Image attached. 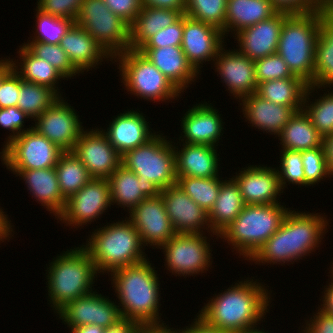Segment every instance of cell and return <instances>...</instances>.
<instances>
[{
  "instance_id": "obj_1",
  "label": "cell",
  "mask_w": 333,
  "mask_h": 333,
  "mask_svg": "<svg viewBox=\"0 0 333 333\" xmlns=\"http://www.w3.org/2000/svg\"><path fill=\"white\" fill-rule=\"evenodd\" d=\"M253 278L238 280L224 292L214 293L197 316L208 326L226 333H245L260 327L271 307L272 291Z\"/></svg>"
},
{
  "instance_id": "obj_2",
  "label": "cell",
  "mask_w": 333,
  "mask_h": 333,
  "mask_svg": "<svg viewBox=\"0 0 333 333\" xmlns=\"http://www.w3.org/2000/svg\"><path fill=\"white\" fill-rule=\"evenodd\" d=\"M298 211L292 210V208L289 210L280 228L248 262H255V265L281 264L285 266V263L294 264L298 260L300 262V259L310 256L320 247L328 232L327 216L325 213L322 215L315 214V212Z\"/></svg>"
},
{
  "instance_id": "obj_3",
  "label": "cell",
  "mask_w": 333,
  "mask_h": 333,
  "mask_svg": "<svg viewBox=\"0 0 333 333\" xmlns=\"http://www.w3.org/2000/svg\"><path fill=\"white\" fill-rule=\"evenodd\" d=\"M152 265L148 258L121 267L109 274L111 285L116 293L122 318L132 320L143 328L168 327L159 313L161 283L158 272Z\"/></svg>"
},
{
  "instance_id": "obj_4",
  "label": "cell",
  "mask_w": 333,
  "mask_h": 333,
  "mask_svg": "<svg viewBox=\"0 0 333 333\" xmlns=\"http://www.w3.org/2000/svg\"><path fill=\"white\" fill-rule=\"evenodd\" d=\"M79 246L57 254L45 270L47 300L56 314L70 302L95 289L93 284L99 274L88 251Z\"/></svg>"
},
{
  "instance_id": "obj_5",
  "label": "cell",
  "mask_w": 333,
  "mask_h": 333,
  "mask_svg": "<svg viewBox=\"0 0 333 333\" xmlns=\"http://www.w3.org/2000/svg\"><path fill=\"white\" fill-rule=\"evenodd\" d=\"M86 244V245H85ZM82 246L88 251L95 268L101 275L147 259L144 245L130 220L107 223L94 229Z\"/></svg>"
},
{
  "instance_id": "obj_6",
  "label": "cell",
  "mask_w": 333,
  "mask_h": 333,
  "mask_svg": "<svg viewBox=\"0 0 333 333\" xmlns=\"http://www.w3.org/2000/svg\"><path fill=\"white\" fill-rule=\"evenodd\" d=\"M325 9L305 14H289L281 29L277 54L293 75L309 85L314 81L315 44Z\"/></svg>"
},
{
  "instance_id": "obj_7",
  "label": "cell",
  "mask_w": 333,
  "mask_h": 333,
  "mask_svg": "<svg viewBox=\"0 0 333 333\" xmlns=\"http://www.w3.org/2000/svg\"><path fill=\"white\" fill-rule=\"evenodd\" d=\"M291 208L281 203L245 205L236 219L220 234L235 254L249 259L280 228Z\"/></svg>"
},
{
  "instance_id": "obj_8",
  "label": "cell",
  "mask_w": 333,
  "mask_h": 333,
  "mask_svg": "<svg viewBox=\"0 0 333 333\" xmlns=\"http://www.w3.org/2000/svg\"><path fill=\"white\" fill-rule=\"evenodd\" d=\"M115 62L121 83L131 95L154 103H172L181 97L173 83L139 50L128 49L116 55L112 64Z\"/></svg>"
},
{
  "instance_id": "obj_9",
  "label": "cell",
  "mask_w": 333,
  "mask_h": 333,
  "mask_svg": "<svg viewBox=\"0 0 333 333\" xmlns=\"http://www.w3.org/2000/svg\"><path fill=\"white\" fill-rule=\"evenodd\" d=\"M157 133L146 144L122 155L121 165L133 171L138 180L150 181L161 191L177 183L172 140Z\"/></svg>"
},
{
  "instance_id": "obj_10",
  "label": "cell",
  "mask_w": 333,
  "mask_h": 333,
  "mask_svg": "<svg viewBox=\"0 0 333 333\" xmlns=\"http://www.w3.org/2000/svg\"><path fill=\"white\" fill-rule=\"evenodd\" d=\"M75 23L83 27L114 58L130 46V25L103 0H84Z\"/></svg>"
},
{
  "instance_id": "obj_11",
  "label": "cell",
  "mask_w": 333,
  "mask_h": 333,
  "mask_svg": "<svg viewBox=\"0 0 333 333\" xmlns=\"http://www.w3.org/2000/svg\"><path fill=\"white\" fill-rule=\"evenodd\" d=\"M176 233L168 242L159 249L164 254L163 263L171 275L197 276L211 269L213 252L210 247V239L205 235ZM208 238V239H207ZM208 240V242H207ZM201 273V274H200Z\"/></svg>"
},
{
  "instance_id": "obj_12",
  "label": "cell",
  "mask_w": 333,
  "mask_h": 333,
  "mask_svg": "<svg viewBox=\"0 0 333 333\" xmlns=\"http://www.w3.org/2000/svg\"><path fill=\"white\" fill-rule=\"evenodd\" d=\"M1 149L0 158L8 170L55 167L64 152L33 128L21 133Z\"/></svg>"
},
{
  "instance_id": "obj_13",
  "label": "cell",
  "mask_w": 333,
  "mask_h": 333,
  "mask_svg": "<svg viewBox=\"0 0 333 333\" xmlns=\"http://www.w3.org/2000/svg\"><path fill=\"white\" fill-rule=\"evenodd\" d=\"M111 191L107 179L93 178L78 192L66 200L62 213L56 218L66 226L82 228L101 219L102 214L111 209ZM100 216V217H99Z\"/></svg>"
},
{
  "instance_id": "obj_14",
  "label": "cell",
  "mask_w": 333,
  "mask_h": 333,
  "mask_svg": "<svg viewBox=\"0 0 333 333\" xmlns=\"http://www.w3.org/2000/svg\"><path fill=\"white\" fill-rule=\"evenodd\" d=\"M64 99L62 96L38 116L33 129L65 152L72 151L84 127L76 110Z\"/></svg>"
},
{
  "instance_id": "obj_15",
  "label": "cell",
  "mask_w": 333,
  "mask_h": 333,
  "mask_svg": "<svg viewBox=\"0 0 333 333\" xmlns=\"http://www.w3.org/2000/svg\"><path fill=\"white\" fill-rule=\"evenodd\" d=\"M81 296L67 304L57 313L68 328L93 324L108 328L122 319L116 300L112 301L108 296L96 292Z\"/></svg>"
},
{
  "instance_id": "obj_16",
  "label": "cell",
  "mask_w": 333,
  "mask_h": 333,
  "mask_svg": "<svg viewBox=\"0 0 333 333\" xmlns=\"http://www.w3.org/2000/svg\"><path fill=\"white\" fill-rule=\"evenodd\" d=\"M93 178L107 179L121 165L122 156L102 129H84L72 149Z\"/></svg>"
},
{
  "instance_id": "obj_17",
  "label": "cell",
  "mask_w": 333,
  "mask_h": 333,
  "mask_svg": "<svg viewBox=\"0 0 333 333\" xmlns=\"http://www.w3.org/2000/svg\"><path fill=\"white\" fill-rule=\"evenodd\" d=\"M223 32L213 25L197 21L183 14L181 48L188 62L200 73L203 63H214L220 48L226 43Z\"/></svg>"
},
{
  "instance_id": "obj_18",
  "label": "cell",
  "mask_w": 333,
  "mask_h": 333,
  "mask_svg": "<svg viewBox=\"0 0 333 333\" xmlns=\"http://www.w3.org/2000/svg\"><path fill=\"white\" fill-rule=\"evenodd\" d=\"M127 217L137 229L144 248L159 249L175 234L161 195L144 199Z\"/></svg>"
},
{
  "instance_id": "obj_19",
  "label": "cell",
  "mask_w": 333,
  "mask_h": 333,
  "mask_svg": "<svg viewBox=\"0 0 333 333\" xmlns=\"http://www.w3.org/2000/svg\"><path fill=\"white\" fill-rule=\"evenodd\" d=\"M224 44L212 64L230 96L240 101L243 97L255 94L258 87L255 73V63L241 54L236 48L225 50ZM227 86V87H226Z\"/></svg>"
},
{
  "instance_id": "obj_20",
  "label": "cell",
  "mask_w": 333,
  "mask_h": 333,
  "mask_svg": "<svg viewBox=\"0 0 333 333\" xmlns=\"http://www.w3.org/2000/svg\"><path fill=\"white\" fill-rule=\"evenodd\" d=\"M160 195L176 233L200 234L209 232L212 237L215 235V239H219V235L211 230L208 212L194 202L177 183L162 190Z\"/></svg>"
},
{
  "instance_id": "obj_21",
  "label": "cell",
  "mask_w": 333,
  "mask_h": 333,
  "mask_svg": "<svg viewBox=\"0 0 333 333\" xmlns=\"http://www.w3.org/2000/svg\"><path fill=\"white\" fill-rule=\"evenodd\" d=\"M181 119L182 132L180 131L181 136L177 138L180 147L182 143L205 144L213 147L219 145V140L224 133L225 122L212 103L202 101V103L193 105L183 114Z\"/></svg>"
},
{
  "instance_id": "obj_22",
  "label": "cell",
  "mask_w": 333,
  "mask_h": 333,
  "mask_svg": "<svg viewBox=\"0 0 333 333\" xmlns=\"http://www.w3.org/2000/svg\"><path fill=\"white\" fill-rule=\"evenodd\" d=\"M288 15L278 11L274 16L242 29L233 36L238 43L236 49L253 61L275 54Z\"/></svg>"
},
{
  "instance_id": "obj_23",
  "label": "cell",
  "mask_w": 333,
  "mask_h": 333,
  "mask_svg": "<svg viewBox=\"0 0 333 333\" xmlns=\"http://www.w3.org/2000/svg\"><path fill=\"white\" fill-rule=\"evenodd\" d=\"M234 174L232 178L239 185L245 205L281 203L279 198L284 191L275 167L249 165Z\"/></svg>"
},
{
  "instance_id": "obj_24",
  "label": "cell",
  "mask_w": 333,
  "mask_h": 333,
  "mask_svg": "<svg viewBox=\"0 0 333 333\" xmlns=\"http://www.w3.org/2000/svg\"><path fill=\"white\" fill-rule=\"evenodd\" d=\"M144 115L146 114L140 110H125L116 117L113 116L108 127L105 130L102 129L110 144L121 156L129 150L146 144L159 133L152 130L149 126L150 121Z\"/></svg>"
},
{
  "instance_id": "obj_25",
  "label": "cell",
  "mask_w": 333,
  "mask_h": 333,
  "mask_svg": "<svg viewBox=\"0 0 333 333\" xmlns=\"http://www.w3.org/2000/svg\"><path fill=\"white\" fill-rule=\"evenodd\" d=\"M60 46L82 75L85 71H92V68L96 70L105 60L113 62V58L104 48L77 23H74L63 36Z\"/></svg>"
},
{
  "instance_id": "obj_26",
  "label": "cell",
  "mask_w": 333,
  "mask_h": 333,
  "mask_svg": "<svg viewBox=\"0 0 333 333\" xmlns=\"http://www.w3.org/2000/svg\"><path fill=\"white\" fill-rule=\"evenodd\" d=\"M238 102H241L239 107L242 106V111L240 112L250 126L258 128L259 131L262 130L263 133L266 131V134L275 135L276 139L297 112L293 107L266 101L256 93L245 96Z\"/></svg>"
},
{
  "instance_id": "obj_27",
  "label": "cell",
  "mask_w": 333,
  "mask_h": 333,
  "mask_svg": "<svg viewBox=\"0 0 333 333\" xmlns=\"http://www.w3.org/2000/svg\"><path fill=\"white\" fill-rule=\"evenodd\" d=\"M173 144L177 177L212 178L219 176L221 164L219 163V153H217L218 147L183 143L180 148L177 146L178 141Z\"/></svg>"
},
{
  "instance_id": "obj_28",
  "label": "cell",
  "mask_w": 333,
  "mask_h": 333,
  "mask_svg": "<svg viewBox=\"0 0 333 333\" xmlns=\"http://www.w3.org/2000/svg\"><path fill=\"white\" fill-rule=\"evenodd\" d=\"M145 55L182 93L200 77L188 62L181 46H164L161 48H140ZM185 90V91H184Z\"/></svg>"
},
{
  "instance_id": "obj_29",
  "label": "cell",
  "mask_w": 333,
  "mask_h": 333,
  "mask_svg": "<svg viewBox=\"0 0 333 333\" xmlns=\"http://www.w3.org/2000/svg\"><path fill=\"white\" fill-rule=\"evenodd\" d=\"M21 177L32 198L41 203L56 219L63 211L66 199L62 196L55 167L33 170H9Z\"/></svg>"
},
{
  "instance_id": "obj_30",
  "label": "cell",
  "mask_w": 333,
  "mask_h": 333,
  "mask_svg": "<svg viewBox=\"0 0 333 333\" xmlns=\"http://www.w3.org/2000/svg\"><path fill=\"white\" fill-rule=\"evenodd\" d=\"M107 180L110 185L112 206L116 204L123 210L126 208L128 212L144 199L157 197L161 192L152 182L138 180V176L123 165H120Z\"/></svg>"
},
{
  "instance_id": "obj_31",
  "label": "cell",
  "mask_w": 333,
  "mask_h": 333,
  "mask_svg": "<svg viewBox=\"0 0 333 333\" xmlns=\"http://www.w3.org/2000/svg\"><path fill=\"white\" fill-rule=\"evenodd\" d=\"M278 10L270 0H227L225 36L274 16Z\"/></svg>"
},
{
  "instance_id": "obj_32",
  "label": "cell",
  "mask_w": 333,
  "mask_h": 333,
  "mask_svg": "<svg viewBox=\"0 0 333 333\" xmlns=\"http://www.w3.org/2000/svg\"><path fill=\"white\" fill-rule=\"evenodd\" d=\"M227 179L222 182L215 204L208 212L211 230L217 235L236 219L245 206L239 185L232 177Z\"/></svg>"
},
{
  "instance_id": "obj_33",
  "label": "cell",
  "mask_w": 333,
  "mask_h": 333,
  "mask_svg": "<svg viewBox=\"0 0 333 333\" xmlns=\"http://www.w3.org/2000/svg\"><path fill=\"white\" fill-rule=\"evenodd\" d=\"M16 53L19 60L10 58V61L13 70L23 80L52 88L62 97L63 94H61V88L58 87V84L59 81L61 82L65 78L50 62L34 56L24 45L19 46V50L17 49Z\"/></svg>"
},
{
  "instance_id": "obj_34",
  "label": "cell",
  "mask_w": 333,
  "mask_h": 333,
  "mask_svg": "<svg viewBox=\"0 0 333 333\" xmlns=\"http://www.w3.org/2000/svg\"><path fill=\"white\" fill-rule=\"evenodd\" d=\"M183 14L180 11L155 7H142L130 25L129 49L139 50L151 37L172 25Z\"/></svg>"
},
{
  "instance_id": "obj_35",
  "label": "cell",
  "mask_w": 333,
  "mask_h": 333,
  "mask_svg": "<svg viewBox=\"0 0 333 333\" xmlns=\"http://www.w3.org/2000/svg\"><path fill=\"white\" fill-rule=\"evenodd\" d=\"M311 85L320 87L322 91L333 87V11H328L321 22L315 44L314 81Z\"/></svg>"
},
{
  "instance_id": "obj_36",
  "label": "cell",
  "mask_w": 333,
  "mask_h": 333,
  "mask_svg": "<svg viewBox=\"0 0 333 333\" xmlns=\"http://www.w3.org/2000/svg\"><path fill=\"white\" fill-rule=\"evenodd\" d=\"M309 84L301 77L274 79L258 84L256 94L277 105L303 110L304 96Z\"/></svg>"
},
{
  "instance_id": "obj_37",
  "label": "cell",
  "mask_w": 333,
  "mask_h": 333,
  "mask_svg": "<svg viewBox=\"0 0 333 333\" xmlns=\"http://www.w3.org/2000/svg\"><path fill=\"white\" fill-rule=\"evenodd\" d=\"M282 149L305 151L322 147V136L304 110L297 111L278 135Z\"/></svg>"
},
{
  "instance_id": "obj_38",
  "label": "cell",
  "mask_w": 333,
  "mask_h": 333,
  "mask_svg": "<svg viewBox=\"0 0 333 333\" xmlns=\"http://www.w3.org/2000/svg\"><path fill=\"white\" fill-rule=\"evenodd\" d=\"M60 191L67 200L93 177L72 151L63 152L55 166Z\"/></svg>"
},
{
  "instance_id": "obj_39",
  "label": "cell",
  "mask_w": 333,
  "mask_h": 333,
  "mask_svg": "<svg viewBox=\"0 0 333 333\" xmlns=\"http://www.w3.org/2000/svg\"><path fill=\"white\" fill-rule=\"evenodd\" d=\"M319 89L320 87L311 84L308 86L304 96L303 110L323 137L333 133V90L327 89L328 93L324 92L318 99H310L312 93L314 97V92L316 91V94Z\"/></svg>"
},
{
  "instance_id": "obj_40",
  "label": "cell",
  "mask_w": 333,
  "mask_h": 333,
  "mask_svg": "<svg viewBox=\"0 0 333 333\" xmlns=\"http://www.w3.org/2000/svg\"><path fill=\"white\" fill-rule=\"evenodd\" d=\"M19 94L18 108L33 121L61 98L52 88L25 81L22 78Z\"/></svg>"
},
{
  "instance_id": "obj_41",
  "label": "cell",
  "mask_w": 333,
  "mask_h": 333,
  "mask_svg": "<svg viewBox=\"0 0 333 333\" xmlns=\"http://www.w3.org/2000/svg\"><path fill=\"white\" fill-rule=\"evenodd\" d=\"M223 181L221 176L212 178L177 177L179 187L206 212H209L215 204Z\"/></svg>"
},
{
  "instance_id": "obj_42",
  "label": "cell",
  "mask_w": 333,
  "mask_h": 333,
  "mask_svg": "<svg viewBox=\"0 0 333 333\" xmlns=\"http://www.w3.org/2000/svg\"><path fill=\"white\" fill-rule=\"evenodd\" d=\"M37 11V12H36ZM35 32L33 38L27 42H40L48 44H60L61 39L75 23L73 20L45 14L35 9ZM32 39V40H31Z\"/></svg>"
},
{
  "instance_id": "obj_43",
  "label": "cell",
  "mask_w": 333,
  "mask_h": 333,
  "mask_svg": "<svg viewBox=\"0 0 333 333\" xmlns=\"http://www.w3.org/2000/svg\"><path fill=\"white\" fill-rule=\"evenodd\" d=\"M227 0H186L185 14L219 28L225 37Z\"/></svg>"
},
{
  "instance_id": "obj_44",
  "label": "cell",
  "mask_w": 333,
  "mask_h": 333,
  "mask_svg": "<svg viewBox=\"0 0 333 333\" xmlns=\"http://www.w3.org/2000/svg\"><path fill=\"white\" fill-rule=\"evenodd\" d=\"M34 56L50 62V64L65 78L79 77V71L73 66L68 55L60 44H48L40 42L22 43Z\"/></svg>"
},
{
  "instance_id": "obj_45",
  "label": "cell",
  "mask_w": 333,
  "mask_h": 333,
  "mask_svg": "<svg viewBox=\"0 0 333 333\" xmlns=\"http://www.w3.org/2000/svg\"><path fill=\"white\" fill-rule=\"evenodd\" d=\"M280 151V166L275 167V169L282 190L284 191L285 188L288 189L287 185L289 184L298 185V188L305 186V173L301 152L286 149H281Z\"/></svg>"
},
{
  "instance_id": "obj_46",
  "label": "cell",
  "mask_w": 333,
  "mask_h": 333,
  "mask_svg": "<svg viewBox=\"0 0 333 333\" xmlns=\"http://www.w3.org/2000/svg\"><path fill=\"white\" fill-rule=\"evenodd\" d=\"M301 156L305 173V187L314 186L326 178H331L323 147L302 151Z\"/></svg>"
},
{
  "instance_id": "obj_47",
  "label": "cell",
  "mask_w": 333,
  "mask_h": 333,
  "mask_svg": "<svg viewBox=\"0 0 333 333\" xmlns=\"http://www.w3.org/2000/svg\"><path fill=\"white\" fill-rule=\"evenodd\" d=\"M256 80L259 83L293 76L287 63L275 53L254 61Z\"/></svg>"
},
{
  "instance_id": "obj_48",
  "label": "cell",
  "mask_w": 333,
  "mask_h": 333,
  "mask_svg": "<svg viewBox=\"0 0 333 333\" xmlns=\"http://www.w3.org/2000/svg\"><path fill=\"white\" fill-rule=\"evenodd\" d=\"M30 117L18 107L0 108V126L9 130V135L5 138L3 148L17 138L21 133L33 128H24V121Z\"/></svg>"
},
{
  "instance_id": "obj_49",
  "label": "cell",
  "mask_w": 333,
  "mask_h": 333,
  "mask_svg": "<svg viewBox=\"0 0 333 333\" xmlns=\"http://www.w3.org/2000/svg\"><path fill=\"white\" fill-rule=\"evenodd\" d=\"M183 37V15L172 25L158 31L141 48L181 46Z\"/></svg>"
},
{
  "instance_id": "obj_50",
  "label": "cell",
  "mask_w": 333,
  "mask_h": 333,
  "mask_svg": "<svg viewBox=\"0 0 333 333\" xmlns=\"http://www.w3.org/2000/svg\"><path fill=\"white\" fill-rule=\"evenodd\" d=\"M84 0H38L36 8L45 14L68 18L75 22Z\"/></svg>"
},
{
  "instance_id": "obj_51",
  "label": "cell",
  "mask_w": 333,
  "mask_h": 333,
  "mask_svg": "<svg viewBox=\"0 0 333 333\" xmlns=\"http://www.w3.org/2000/svg\"><path fill=\"white\" fill-rule=\"evenodd\" d=\"M21 77L12 70L0 86V108L18 107Z\"/></svg>"
},
{
  "instance_id": "obj_52",
  "label": "cell",
  "mask_w": 333,
  "mask_h": 333,
  "mask_svg": "<svg viewBox=\"0 0 333 333\" xmlns=\"http://www.w3.org/2000/svg\"><path fill=\"white\" fill-rule=\"evenodd\" d=\"M110 10L131 25L142 9L141 0H103Z\"/></svg>"
},
{
  "instance_id": "obj_53",
  "label": "cell",
  "mask_w": 333,
  "mask_h": 333,
  "mask_svg": "<svg viewBox=\"0 0 333 333\" xmlns=\"http://www.w3.org/2000/svg\"><path fill=\"white\" fill-rule=\"evenodd\" d=\"M313 313V317H310L299 333H333V315H330L317 307Z\"/></svg>"
},
{
  "instance_id": "obj_54",
  "label": "cell",
  "mask_w": 333,
  "mask_h": 333,
  "mask_svg": "<svg viewBox=\"0 0 333 333\" xmlns=\"http://www.w3.org/2000/svg\"><path fill=\"white\" fill-rule=\"evenodd\" d=\"M280 12L289 14H305L316 12L321 8L313 0H270Z\"/></svg>"
},
{
  "instance_id": "obj_55",
  "label": "cell",
  "mask_w": 333,
  "mask_h": 333,
  "mask_svg": "<svg viewBox=\"0 0 333 333\" xmlns=\"http://www.w3.org/2000/svg\"><path fill=\"white\" fill-rule=\"evenodd\" d=\"M142 7L164 8L185 14L186 0H141Z\"/></svg>"
},
{
  "instance_id": "obj_56",
  "label": "cell",
  "mask_w": 333,
  "mask_h": 333,
  "mask_svg": "<svg viewBox=\"0 0 333 333\" xmlns=\"http://www.w3.org/2000/svg\"><path fill=\"white\" fill-rule=\"evenodd\" d=\"M185 328L181 329H175L174 327L172 328L176 333H226L222 332L219 329H216L214 327L208 326L201 318H199L197 315Z\"/></svg>"
},
{
  "instance_id": "obj_57",
  "label": "cell",
  "mask_w": 333,
  "mask_h": 333,
  "mask_svg": "<svg viewBox=\"0 0 333 333\" xmlns=\"http://www.w3.org/2000/svg\"><path fill=\"white\" fill-rule=\"evenodd\" d=\"M143 327L129 319L122 318L115 325L105 328L104 333H140Z\"/></svg>"
},
{
  "instance_id": "obj_58",
  "label": "cell",
  "mask_w": 333,
  "mask_h": 333,
  "mask_svg": "<svg viewBox=\"0 0 333 333\" xmlns=\"http://www.w3.org/2000/svg\"><path fill=\"white\" fill-rule=\"evenodd\" d=\"M8 217V214L0 207V244L4 241H10V237L14 235V225L11 223V219ZM13 227V228H12ZM13 232V233H12Z\"/></svg>"
},
{
  "instance_id": "obj_59",
  "label": "cell",
  "mask_w": 333,
  "mask_h": 333,
  "mask_svg": "<svg viewBox=\"0 0 333 333\" xmlns=\"http://www.w3.org/2000/svg\"><path fill=\"white\" fill-rule=\"evenodd\" d=\"M331 281V282H330ZM328 286H324L325 290L322 291V297L320 301L321 305H318L320 309L325 311L326 313L333 315V281L330 280Z\"/></svg>"
},
{
  "instance_id": "obj_60",
  "label": "cell",
  "mask_w": 333,
  "mask_h": 333,
  "mask_svg": "<svg viewBox=\"0 0 333 333\" xmlns=\"http://www.w3.org/2000/svg\"><path fill=\"white\" fill-rule=\"evenodd\" d=\"M322 147L331 177H333V133L322 137Z\"/></svg>"
},
{
  "instance_id": "obj_61",
  "label": "cell",
  "mask_w": 333,
  "mask_h": 333,
  "mask_svg": "<svg viewBox=\"0 0 333 333\" xmlns=\"http://www.w3.org/2000/svg\"><path fill=\"white\" fill-rule=\"evenodd\" d=\"M70 333H104L105 328L93 324L69 328Z\"/></svg>"
},
{
  "instance_id": "obj_62",
  "label": "cell",
  "mask_w": 333,
  "mask_h": 333,
  "mask_svg": "<svg viewBox=\"0 0 333 333\" xmlns=\"http://www.w3.org/2000/svg\"><path fill=\"white\" fill-rule=\"evenodd\" d=\"M0 86L1 81L13 70L10 57L0 58Z\"/></svg>"
},
{
  "instance_id": "obj_63",
  "label": "cell",
  "mask_w": 333,
  "mask_h": 333,
  "mask_svg": "<svg viewBox=\"0 0 333 333\" xmlns=\"http://www.w3.org/2000/svg\"><path fill=\"white\" fill-rule=\"evenodd\" d=\"M140 333H176L172 328L160 327V328H143Z\"/></svg>"
},
{
  "instance_id": "obj_64",
  "label": "cell",
  "mask_w": 333,
  "mask_h": 333,
  "mask_svg": "<svg viewBox=\"0 0 333 333\" xmlns=\"http://www.w3.org/2000/svg\"><path fill=\"white\" fill-rule=\"evenodd\" d=\"M321 9L333 11V0H313Z\"/></svg>"
},
{
  "instance_id": "obj_65",
  "label": "cell",
  "mask_w": 333,
  "mask_h": 333,
  "mask_svg": "<svg viewBox=\"0 0 333 333\" xmlns=\"http://www.w3.org/2000/svg\"><path fill=\"white\" fill-rule=\"evenodd\" d=\"M265 331L266 330H264L263 328L260 329V327H258V328H255V329L248 330L245 333H271V332H268L269 330H267L266 332Z\"/></svg>"
},
{
  "instance_id": "obj_66",
  "label": "cell",
  "mask_w": 333,
  "mask_h": 333,
  "mask_svg": "<svg viewBox=\"0 0 333 333\" xmlns=\"http://www.w3.org/2000/svg\"><path fill=\"white\" fill-rule=\"evenodd\" d=\"M333 261H331V267H330V271H329V274H330V272H331V274L330 275H328V276H330V278H331V280L333 281V263H332Z\"/></svg>"
}]
</instances>
